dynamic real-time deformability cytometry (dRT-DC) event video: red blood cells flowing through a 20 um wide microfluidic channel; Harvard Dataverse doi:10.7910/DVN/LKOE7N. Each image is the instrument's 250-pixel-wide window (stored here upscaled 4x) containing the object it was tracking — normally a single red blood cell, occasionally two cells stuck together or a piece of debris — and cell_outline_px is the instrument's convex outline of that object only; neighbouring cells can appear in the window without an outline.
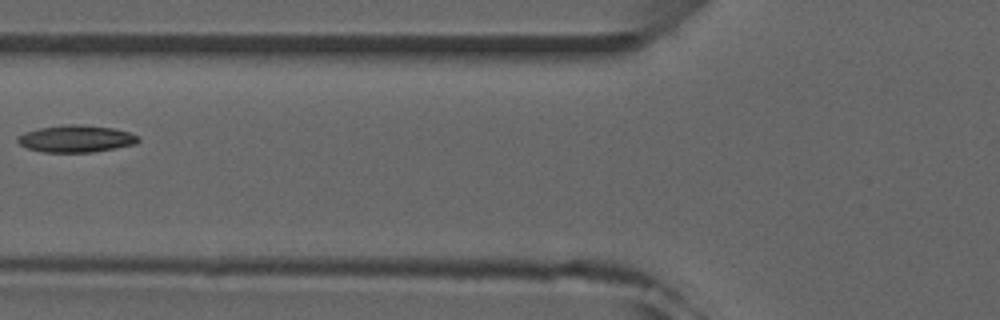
{"species": "common noctule bat (a hibernating species)", "species_latin": "Nyctalus noctula", "temperature_condition": "room temperature", "stored_images_in_passage": 6, "camera_frame_rate_fps": 3000, "um_per_image_px": 0.085, "animal": {"sex": "male", "forearm_length_mm": 52.5}, "frame": {"image": 1, "passage_image": 6, "time_ms": 5.667, "image_size_px": [1000, 320], "cell_outline_px": [[140, 140], [136, 144], [116, 148], [92, 152], [40, 152], [28, 148], [20, 144], [16, 140], [16, 136], [24, 132], [36, 128], [64, 124], [76, 124], [112, 128], [128, 132], [140, 136]], "centroid_in_image_um": [6.44, 11.79], "position_along_channel_um": 119.4, "area_um2": 19.19}}